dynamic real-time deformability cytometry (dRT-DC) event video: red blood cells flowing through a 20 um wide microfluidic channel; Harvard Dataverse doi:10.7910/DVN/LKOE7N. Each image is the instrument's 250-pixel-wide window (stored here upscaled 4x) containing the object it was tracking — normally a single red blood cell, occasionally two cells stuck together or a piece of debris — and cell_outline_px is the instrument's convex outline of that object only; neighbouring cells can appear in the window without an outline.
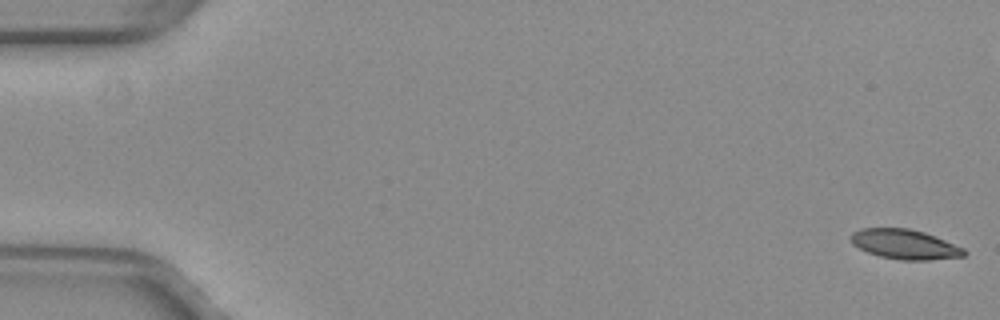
{"species": "common noctule bat (a hibernating species)", "species_latin": "Nyctalus noctula", "temperature_condition": "warm", "stored_images_in_passage": 54, "camera_frame_rate_fps": 3000, "um_per_image_px": 0.085, "animal": {"sex": "female", "body_mass_g": 29.2, "forearm_length_mm": 56.3}, "frame": {"image": 1, "passage_image": 1, "time_ms": 0.0, "image_size_px": [1000, 320], "cell_outline_px": [[968, 252], [964, 256], [928, 260], [900, 260], [880, 256], [868, 252], [852, 244], [852, 232], [860, 228], [908, 228], [924, 232], [936, 236], [964, 248]], "centroid_in_image_um": [76.93, 20.76], "position_along_channel_um": 8.1, "area_um2": 19.59}}
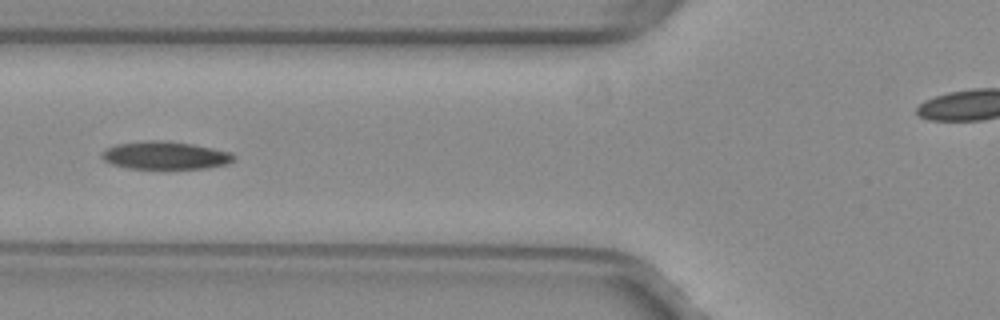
{"frame": {"image": 2, "passage_image": 21, "time_ms": 6.667, "image_size_px": [1000, 320], "cell_outline_px": [[236, 160], [228, 164], [208, 168], [128, 168], [112, 164], [104, 160], [100, 156], [100, 152], [116, 144], [144, 140], [164, 140], [192, 144], [232, 152], [236, 156]], "centroid_in_image_um": [14.07, 13.2], "position_along_channel_um": 111.7, "area_um2": 21.56}}
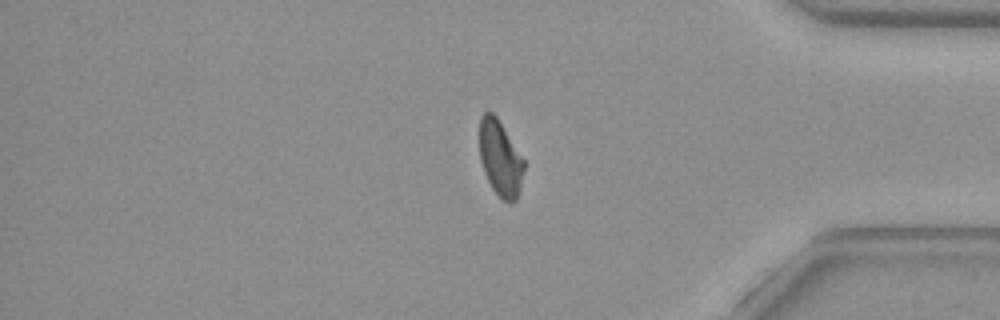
{"frame": {"image": 3, "passage_image": 44, "time_ms": 14.333, "image_size_px": [1000, 320], "cell_outline_px": [[524, 168], [516, 200], [500, 200], [492, 188], [484, 172], [480, 160], [480, 116], [484, 112], [492, 112], [496, 116], [524, 160]], "centroid_in_image_um": [42.49, 13.45], "position_along_channel_um": 392.7, "area_um2": 19.19}, "authors_computed_cell_mechanics": {"area_um2": 20.808, "velocity_mm_per_s": 3.9801, "shape_relaxation_time_tau1_ms": null, "shape_relaxation_time_tau2_ms": 5.2744, "deformation_change_tau1": null, "deformation_change_tau2": 0.1079}}